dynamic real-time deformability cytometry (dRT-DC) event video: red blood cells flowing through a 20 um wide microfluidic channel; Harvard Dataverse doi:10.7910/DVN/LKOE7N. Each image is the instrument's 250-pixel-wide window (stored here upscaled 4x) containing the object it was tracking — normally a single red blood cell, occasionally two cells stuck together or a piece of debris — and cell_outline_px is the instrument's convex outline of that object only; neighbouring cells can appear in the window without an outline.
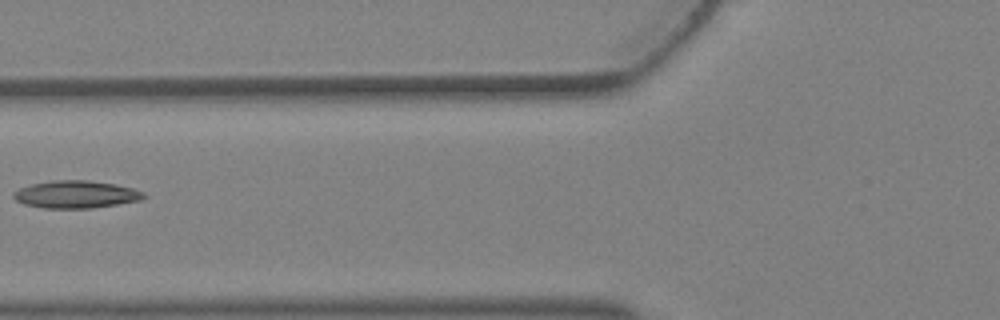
{"species": "Egyptian fruit bat (a non-hibernating species)", "species_latin": "Rousettus aegyptiacus", "temperature_condition": "warm", "stored_images_in_passage": 5, "camera_frame_rate_fps": 3000, "um_per_image_px": 0.085, "animal": {"sex": "female"}, "frame": {"image": 1, "passage_image": 5, "time_ms": 1.333, "image_size_px": [1000, 320], "cell_outline_px": [[148, 196], [140, 200], [92, 208], [44, 208], [24, 204], [16, 200], [12, 196], [12, 192], [20, 188], [32, 184], [52, 180], [88, 180], [116, 184], [132, 188], [144, 192]], "centroid_in_image_um": [6.45, 16.52], "position_along_channel_um": 119.3, "area_um2": 20.87}}